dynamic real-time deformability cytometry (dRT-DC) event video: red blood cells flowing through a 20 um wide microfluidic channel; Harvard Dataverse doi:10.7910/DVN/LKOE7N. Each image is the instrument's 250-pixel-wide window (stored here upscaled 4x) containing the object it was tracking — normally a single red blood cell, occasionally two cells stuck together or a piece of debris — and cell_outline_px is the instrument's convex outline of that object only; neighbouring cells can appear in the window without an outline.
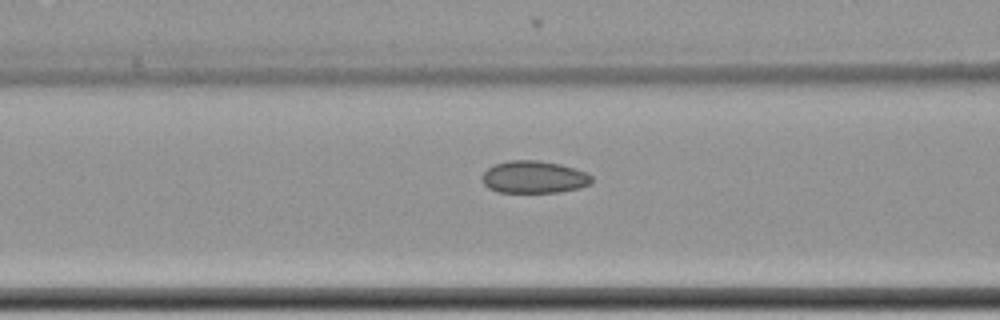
{"species": "common noctule bat (a hibernating species)", "species_latin": "Nyctalus noctula", "temperature_condition": "cold", "stored_images_in_passage": 45, "camera_frame_rate_fps": 3000, "um_per_image_px": 0.085, "animal": {"sex": "female", "body_mass_g": 22.7, "forearm_length_mm": 54.2}, "frame": {"image": 1, "passage_image": 21, "time_ms": 6.667, "image_size_px": [1000, 320], "cell_outline_px": [[592, 180], [588, 184], [580, 188], [560, 192], [496, 192], [488, 188], [480, 180], [480, 176], [488, 168], [496, 164], [508, 160], [536, 160], [560, 164], [584, 172], [592, 176]], "centroid_in_image_um": [45.33, 15.06], "position_along_channel_um": 121.3, "area_um2": 20.63}}
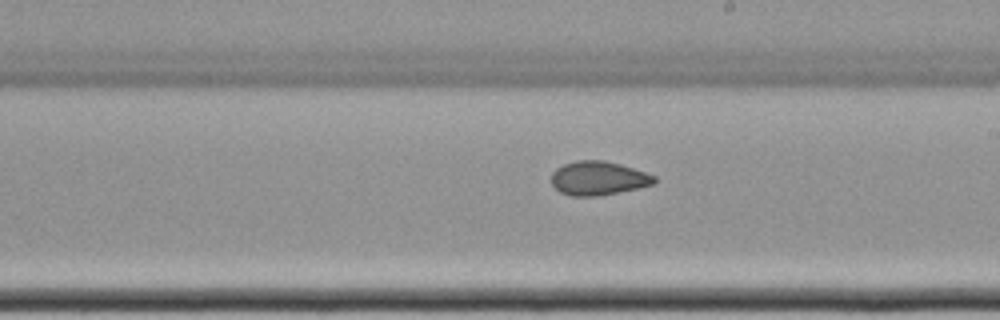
{"frame": {"image": 2, "passage_image": 31, "time_ms": 10.0, "image_size_px": [1000, 320], "cell_outline_px": [[656, 184], [640, 188], [596, 196], [572, 196], [560, 192], [552, 184], [552, 172], [556, 168], [564, 164], [576, 160], [604, 160], [620, 164], [656, 176]], "centroid_in_image_um": [50.87, 15.15], "position_along_channel_um": 238.1, "area_um2": 20.35}}
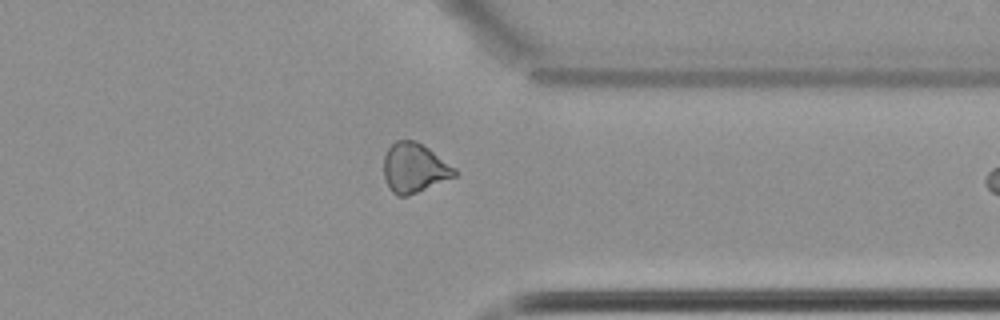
{"frame": {"image": 3, "passage_image": 43, "time_ms": 14.0, "image_size_px": [1000, 320], "cell_outline_px": [[460, 172], [456, 176], [408, 196], [396, 196], [388, 188], [384, 176], [384, 156], [388, 148], [396, 140], [416, 140], [428, 148], [456, 168]], "centroid_in_image_um": [35.22, 14.28], "position_along_channel_um": 376.2, "area_um2": 20.58}}